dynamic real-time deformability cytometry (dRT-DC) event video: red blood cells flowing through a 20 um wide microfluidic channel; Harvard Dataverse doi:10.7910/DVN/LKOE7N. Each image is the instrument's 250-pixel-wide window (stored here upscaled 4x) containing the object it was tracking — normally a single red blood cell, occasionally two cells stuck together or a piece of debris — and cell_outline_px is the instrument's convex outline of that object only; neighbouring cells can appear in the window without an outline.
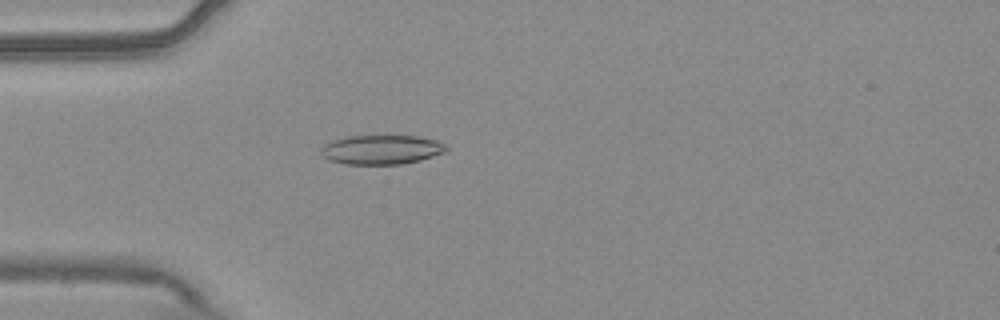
{"species": "common noctule bat (a hibernating species)", "species_latin": "Nyctalus noctula", "temperature_condition": "warm", "stored_images_in_passage": 45, "camera_frame_rate_fps": 3000, "um_per_image_px": 0.085, "animal": {"sex": "male", "body_mass_g": 20.4}, "frame": {"image": 1, "passage_image": 6, "time_ms": 1.667, "image_size_px": [1000, 320], "cell_outline_px": [[448, 148], [444, 152], [420, 160], [400, 164], [344, 164], [328, 160], [320, 152], [320, 148], [324, 144], [332, 140], [344, 136], [416, 136], [436, 140], [444, 144]], "centroid_in_image_um": [32.37, 12.72], "position_along_channel_um": 52.6, "area_um2": 21.39}}
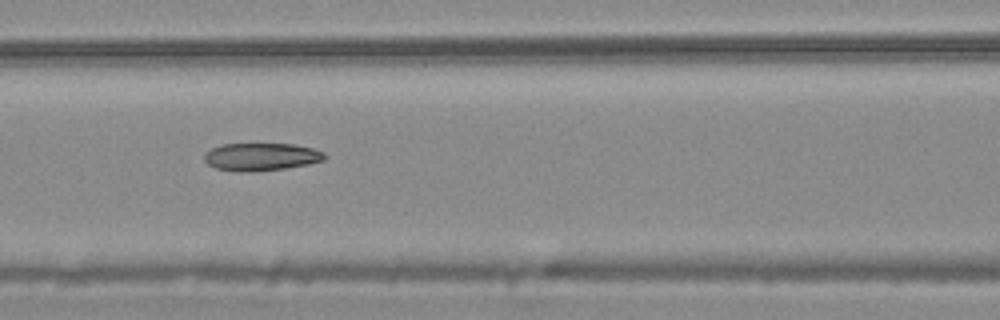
{"frame": {"image": 2, "passage_image": 14, "time_ms": 4.333, "image_size_px": [1000, 320], "cell_outline_px": [[328, 156], [324, 160], [308, 164], [284, 168], [256, 172], [240, 172], [216, 168], [208, 164], [204, 160], [204, 156], [212, 148], [224, 144], [296, 144], [312, 148], [324, 152]], "centroid_in_image_um": [22.23, 13.33], "position_along_channel_um": 144.4, "area_um2": 19.42}}
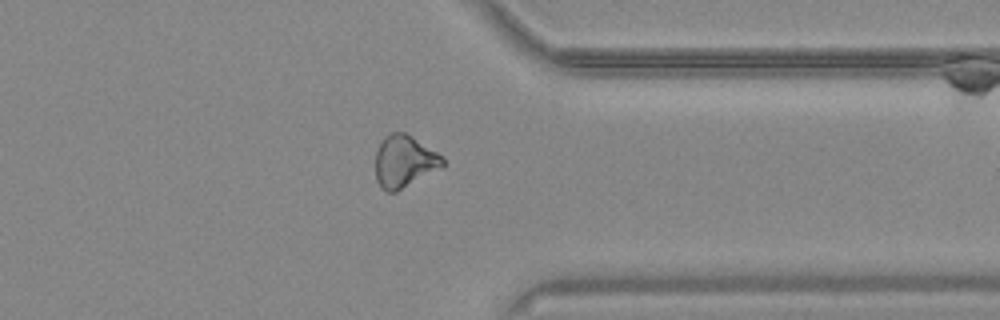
{"frame": {"image": 3, "passage_image": 33, "time_ms": 10.667, "image_size_px": [1000, 320], "cell_outline_px": [[444, 164], [396, 192], [388, 192], [380, 188], [376, 180], [376, 152], [380, 140], [384, 136], [392, 132], [404, 132], [412, 136], [444, 156]], "centroid_in_image_um": [34.32, 13.69], "position_along_channel_um": 377.1, "area_um2": 20.23}, "authors_computed_cell_mechanics": {"area_um2": 20.3456, "velocity_mm_per_s": 3.7452, "shape_relaxation_time_tau1_ms": 11.1379, "shape_relaxation_time_tau2_ms": 7.3632, "deformation_change_tau1": 0.1868, "deformation_change_tau2": 0.1648}}